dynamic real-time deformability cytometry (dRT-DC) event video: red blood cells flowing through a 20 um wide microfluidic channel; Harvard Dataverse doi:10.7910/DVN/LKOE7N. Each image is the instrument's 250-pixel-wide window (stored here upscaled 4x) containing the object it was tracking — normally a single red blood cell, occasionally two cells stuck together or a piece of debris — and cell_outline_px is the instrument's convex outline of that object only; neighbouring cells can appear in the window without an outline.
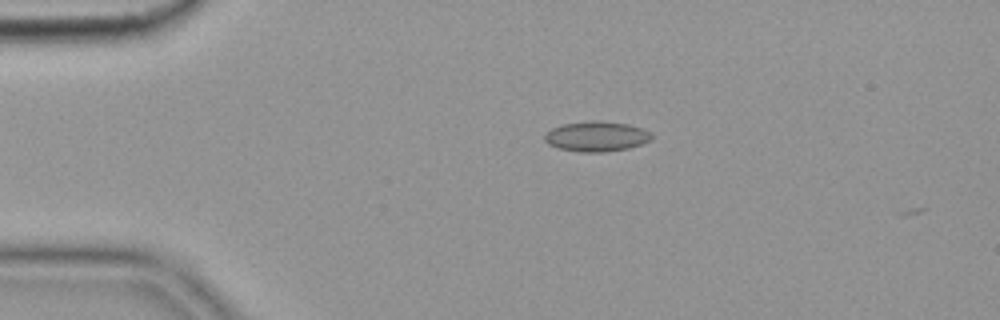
{"species": "common noctule bat (a hibernating species)", "species_latin": "Nyctalus noctula", "temperature_condition": "cold", "stored_images_in_passage": 3, "camera_frame_rate_fps": 3000, "um_per_image_px": 0.085, "animal": {"sex": "female", "body_mass_g": 19.9}, "frame": {"image": 1, "passage_image": 2, "time_ms": 0.333, "image_size_px": [1000, 320], "cell_outline_px": [[652, 140], [628, 148], [604, 152], [580, 152], [556, 148], [548, 144], [544, 140], [544, 136], [552, 128], [564, 124], [628, 124], [652, 132]], "centroid_in_image_um": [50.7, 11.66], "position_along_channel_um": 34.3, "area_um2": 17.8}}